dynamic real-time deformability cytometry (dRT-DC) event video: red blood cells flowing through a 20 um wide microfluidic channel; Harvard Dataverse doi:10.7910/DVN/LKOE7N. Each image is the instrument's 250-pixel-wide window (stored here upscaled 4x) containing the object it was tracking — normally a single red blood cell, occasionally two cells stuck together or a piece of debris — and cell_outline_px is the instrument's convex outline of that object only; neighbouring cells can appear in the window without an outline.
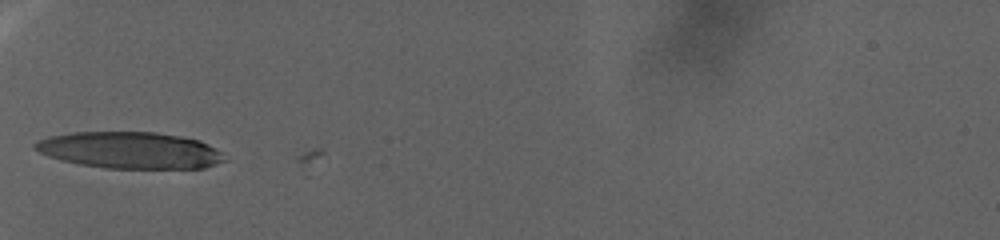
{"species": "human", "species_latin": "Homo sapiens", "temperature_condition": "warm", "stored_images_in_passage": 2, "camera_frame_rate_fps": 3000, "um_per_image_px": 0.085, "donor": {"sex": "female"}, "frame": {"image": 1, "passage_image": 1, "time_ms": 0.0, "image_size_px": [1000, 240], "cell_outline_px": [[228, 160], [204, 168], [104, 168], [80, 164], [48, 156], [32, 148], [32, 144], [36, 140], [48, 136], [72, 132], [156, 132], [180, 136], [200, 140], [224, 152]], "centroid_in_image_um": [11.07, 12.76], "position_along_channel_um": 73.9, "area_um2": 40.75}}